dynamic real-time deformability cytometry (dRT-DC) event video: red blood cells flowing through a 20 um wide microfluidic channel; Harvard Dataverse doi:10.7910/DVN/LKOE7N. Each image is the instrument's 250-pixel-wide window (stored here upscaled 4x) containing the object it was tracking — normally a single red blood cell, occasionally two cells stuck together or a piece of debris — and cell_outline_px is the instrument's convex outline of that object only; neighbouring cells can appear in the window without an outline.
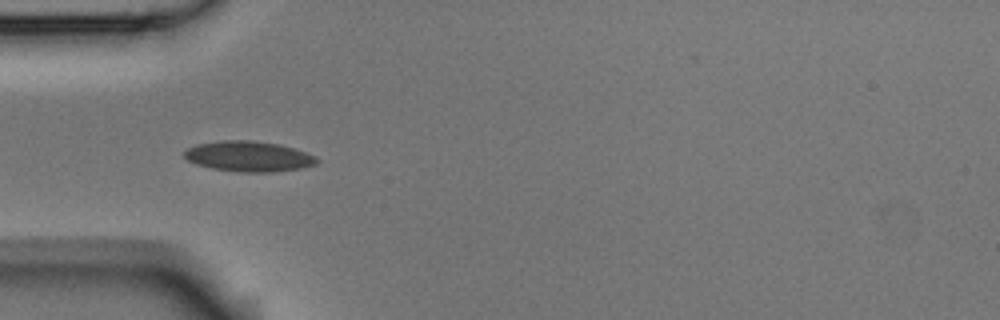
{"species": "Egyptian fruit bat (a non-hibernating species)", "species_latin": "Rousettus aegyptiacus", "temperature_condition": "room temperature", "stored_images_in_passage": 13, "camera_frame_rate_fps": 3000, "um_per_image_px": 0.085, "animal": {"sex": "male"}, "frame": {"image": 1, "passage_image": 4, "time_ms": 1.0, "image_size_px": [1000, 320], "cell_outline_px": [[320, 160], [316, 164], [300, 168], [276, 172], [240, 172], [212, 168], [196, 164], [188, 160], [184, 156], [184, 152], [188, 148], [196, 144], [224, 140], [252, 140], [280, 144], [316, 156]], "centroid_in_image_um": [21.14, 13.29], "position_along_channel_um": 63.9, "area_um2": 23.47}}
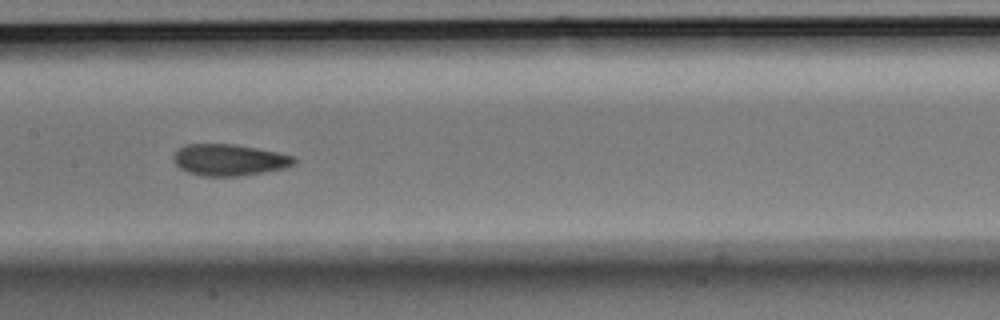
{"frame": {"image": 2, "passage_image": 7, "time_ms": 2.0, "image_size_px": [1000, 320], "cell_outline_px": [[296, 164], [284, 168], [240, 176], [200, 176], [188, 172], [180, 168], [172, 160], [172, 156], [180, 148], [188, 144], [236, 144], [296, 156]], "centroid_in_image_um": [19.49, 13.59], "position_along_channel_um": 187.9, "area_um2": 22.14}}
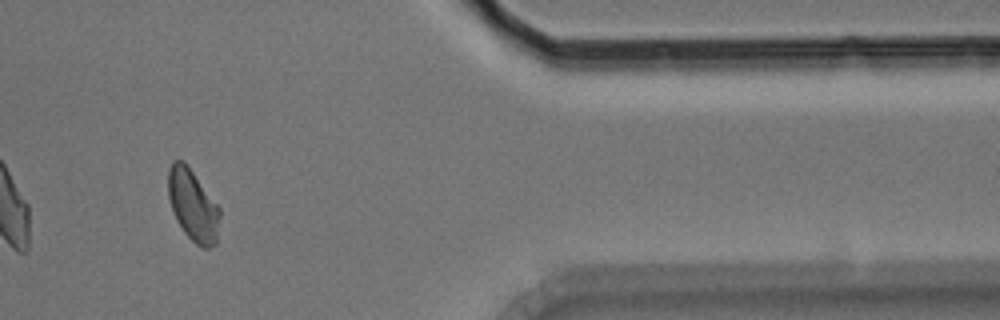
{"frame": {"image": 3, "passage_image": 12, "time_ms": 3.667, "image_size_px": [1000, 320], "cell_outline_px": [[220, 216], [216, 244], [208, 248], [204, 248], [196, 244], [184, 232], [176, 220], [168, 196], [168, 168], [172, 160], [184, 160], [220, 208]], "centroid_in_image_um": [16.39, 17.43], "position_along_channel_um": 395.0, "area_um2": 21.5}}